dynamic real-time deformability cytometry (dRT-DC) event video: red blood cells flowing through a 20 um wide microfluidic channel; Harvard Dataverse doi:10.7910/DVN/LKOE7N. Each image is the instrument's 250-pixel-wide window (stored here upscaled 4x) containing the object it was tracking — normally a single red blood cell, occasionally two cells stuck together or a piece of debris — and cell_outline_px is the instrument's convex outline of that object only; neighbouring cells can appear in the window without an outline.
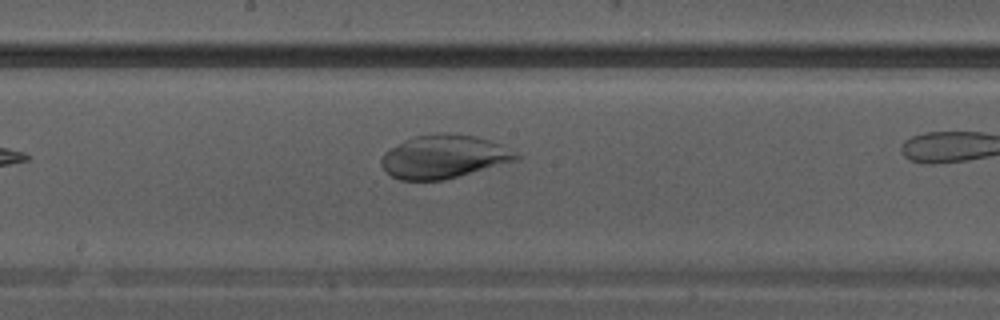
{"species": "Egyptian fruit bat (a non-hibernating species)", "species_latin": "Rousettus aegyptiacus", "temperature_condition": "warm", "stored_images_in_passage": 8, "camera_frame_rate_fps": 3000, "um_per_image_px": 0.085, "animal": {"sex": "male"}, "frame": {"image": 1, "passage_image": 7, "time_ms": 2.0, "image_size_px": [1000, 320], "cell_outline_px": [[520, 156], [516, 160], [444, 180], [400, 180], [392, 176], [380, 164], [380, 160], [384, 152], [404, 140], [416, 136], [440, 132], [444, 132], [476, 136], [500, 144]], "centroid_in_image_um": [37.68, 13.31], "position_along_channel_um": 210.5, "area_um2": 33.7}}